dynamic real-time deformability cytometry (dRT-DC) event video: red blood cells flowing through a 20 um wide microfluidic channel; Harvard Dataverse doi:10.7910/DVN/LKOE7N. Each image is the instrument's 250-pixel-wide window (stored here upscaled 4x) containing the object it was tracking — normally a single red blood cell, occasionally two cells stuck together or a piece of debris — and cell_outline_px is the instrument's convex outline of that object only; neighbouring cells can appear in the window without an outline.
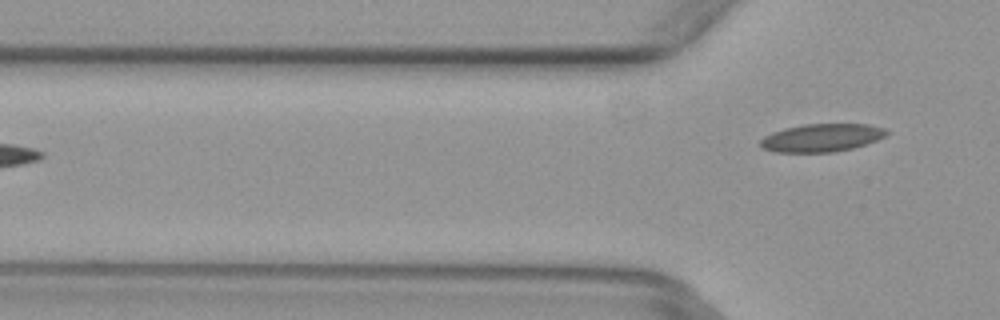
{"species": "common noctule bat (a hibernating species)", "species_latin": "Nyctalus noctula", "temperature_condition": "warm", "stored_images_in_passage": 6, "camera_frame_rate_fps": 3000, "um_per_image_px": 0.085, "animal": {"sex": "female", "body_mass_g": 29.2, "forearm_length_mm": 56.3}, "frame": {"image": 1, "passage_image": 6, "time_ms": 1.667, "image_size_px": [1000, 320], "cell_outline_px": [[888, 132], [884, 136], [876, 140], [852, 148], [836, 152], [776, 152], [764, 148], [760, 144], [760, 140], [764, 136], [772, 132], [784, 128], [804, 124], [868, 124], [884, 128]], "centroid_in_image_um": [69.82, 11.7], "position_along_channel_um": 56.0, "area_um2": 20.4}}